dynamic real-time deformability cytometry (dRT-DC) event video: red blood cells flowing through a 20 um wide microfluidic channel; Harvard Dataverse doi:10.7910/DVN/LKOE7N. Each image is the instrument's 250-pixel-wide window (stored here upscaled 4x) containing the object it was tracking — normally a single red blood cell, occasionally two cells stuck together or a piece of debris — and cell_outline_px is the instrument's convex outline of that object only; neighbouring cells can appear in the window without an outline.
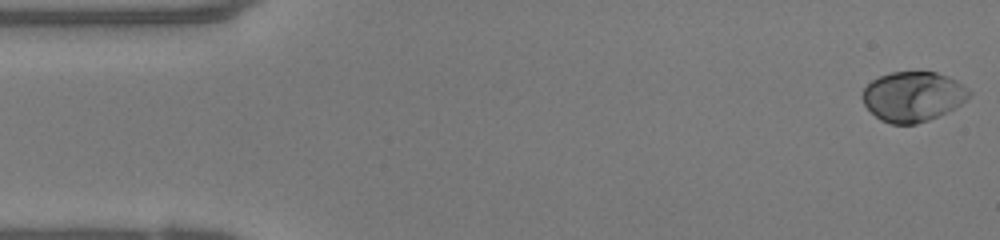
{"species": "human", "species_latin": "Homo sapiens", "temperature_condition": "warm", "stored_images_in_passage": 48, "camera_frame_rate_fps": 3000, "um_per_image_px": 0.085, "donor": {"sex": "female"}, "frame": {"image": 1, "passage_image": 1, "time_ms": 0.0, "image_size_px": [1000, 240], "cell_outline_px": [[972, 92], [960, 104], [928, 120], [916, 124], [892, 124], [880, 120], [864, 104], [860, 96], [864, 88], [872, 80], [880, 76], [892, 72], [936, 72], [948, 76], [956, 80], [968, 88]], "centroid_in_image_um": [77.57, 8.19], "position_along_channel_um": 7.4, "area_um2": 30.75}}
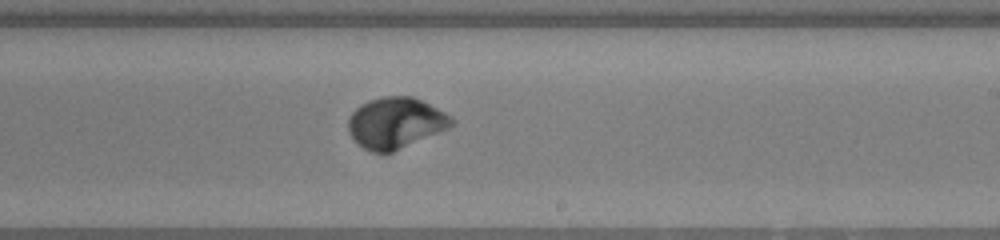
{"frame": {"image": 2, "passage_image": 28, "time_ms": 9.0, "image_size_px": [1000, 240], "cell_outline_px": [[456, 124], [448, 128], [392, 152], [372, 152], [364, 148], [348, 132], [348, 116], [360, 104], [368, 100], [384, 96], [412, 96], [444, 112], [456, 120]], "centroid_in_image_um": [33.61, 10.43], "position_along_channel_um": 255.4, "area_um2": 30.46}}
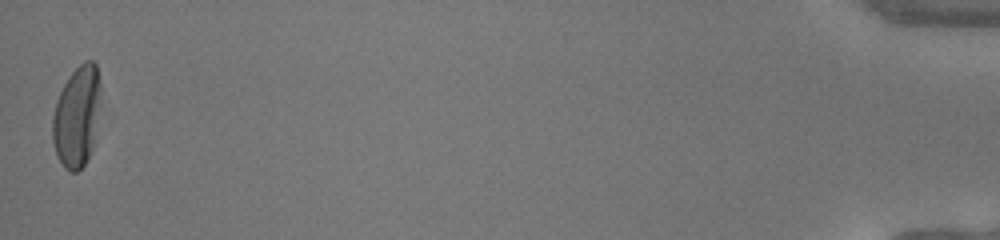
{"frame": {"image": 3, "passage_image": 48, "time_ms": 15.667, "image_size_px": [1000, 240], "cell_outline_px": [[100, 116], [92, 148], [84, 164], [76, 172], [68, 172], [64, 168], [56, 152], [52, 140], [52, 116], [56, 100], [64, 84], [72, 72], [84, 60], [92, 60], [96, 64], [100, 80]], "centroid_in_image_um": [6.55, 9.88], "position_along_channel_um": 428.7, "area_um2": 28.67}, "authors_computed_cell_mechanics": {"area_um2": 29.6225, "velocity_mm_per_s": 4.1652, "shape_relaxation_time_tau1_ms": 2.1333, "shape_relaxation_time_tau2_ms": null, "deformation_change_tau1": 0.1537, "deformation_change_tau2": null}}